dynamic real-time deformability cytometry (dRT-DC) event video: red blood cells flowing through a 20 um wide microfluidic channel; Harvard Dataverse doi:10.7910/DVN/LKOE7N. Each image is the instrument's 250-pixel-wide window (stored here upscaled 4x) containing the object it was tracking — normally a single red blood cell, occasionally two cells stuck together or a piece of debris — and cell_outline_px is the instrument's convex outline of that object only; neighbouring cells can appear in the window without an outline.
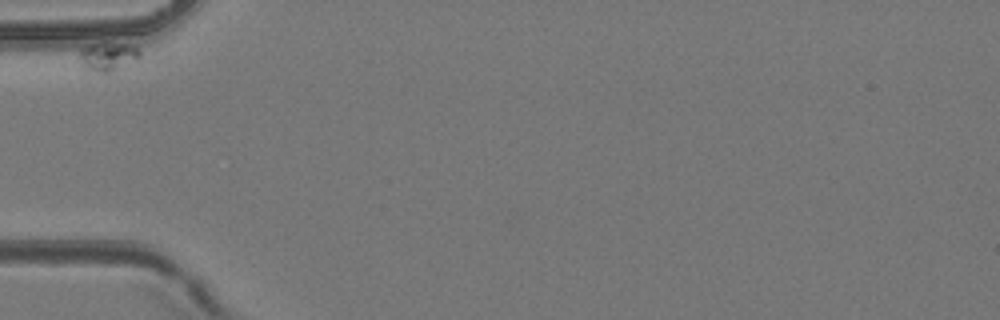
{"species": "common noctule bat (a hibernating species)", "species_latin": "Nyctalus noctula", "temperature_condition": "room temperature", "stored_images_in_passage": 16, "camera_frame_rate_fps": 3000, "um_per_image_px": 0.085, "animal": {"sex": "female", "body_mass_g": 24.6, "forearm_length_mm": 56.2}, "frame": {"image": 1, "passage_image": 1, "time_ms": 0.0, "image_size_px": [1000, 320], "cell_outline_px": [[140, 56], [108, 76], [88, 72], [84, 68], [80, 56], [80, 48], [104, 40], [124, 44], [136, 48], [140, 52]], "centroid_in_image_um": [9.11, 4.84], "position_along_channel_um": 75.9, "area_um2": 10.64}}